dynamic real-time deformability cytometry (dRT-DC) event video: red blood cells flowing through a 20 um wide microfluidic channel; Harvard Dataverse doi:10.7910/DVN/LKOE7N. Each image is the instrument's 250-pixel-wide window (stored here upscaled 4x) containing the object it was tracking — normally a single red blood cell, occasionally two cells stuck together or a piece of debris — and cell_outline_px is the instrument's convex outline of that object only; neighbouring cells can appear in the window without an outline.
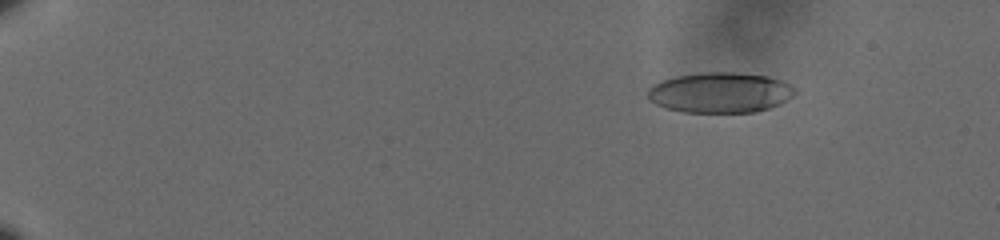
{"species": "human", "species_latin": "Homo sapiens", "temperature_condition": "cold", "stored_images_in_passage": 61, "camera_frame_rate_fps": 3000, "um_per_image_px": 0.085, "donor": {"sex": "male"}, "frame": {"image": 1, "passage_image": 10, "time_ms": 3.0, "image_size_px": [1000, 240], "cell_outline_px": [[796, 92], [792, 96], [768, 108], [756, 112], [684, 112], [664, 108], [648, 100], [648, 88], [652, 84], [676, 76], [704, 72], [732, 72], [768, 76], [780, 80], [796, 88]], "centroid_in_image_um": [61.17, 7.87], "position_along_channel_um": 23.8, "area_um2": 34.51}}
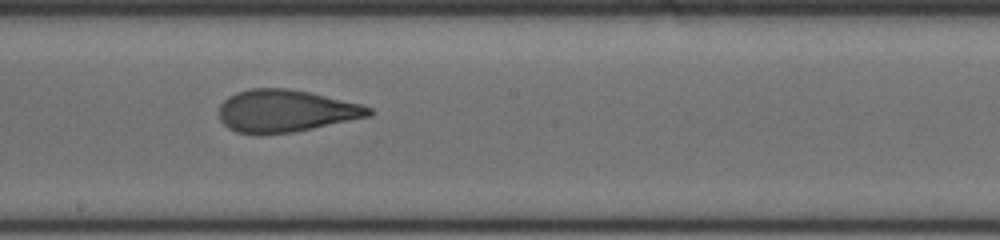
{"frame": {"image": 2, "passage_image": 38, "time_ms": 12.333, "image_size_px": [1000, 240], "cell_outline_px": [[372, 116], [292, 132], [236, 132], [228, 128], [220, 120], [220, 104], [228, 96], [236, 92], [252, 88], [284, 88], [308, 92], [360, 104], [372, 108]], "centroid_in_image_um": [24.28, 9.41], "position_along_channel_um": 223.9, "area_um2": 36.18}}
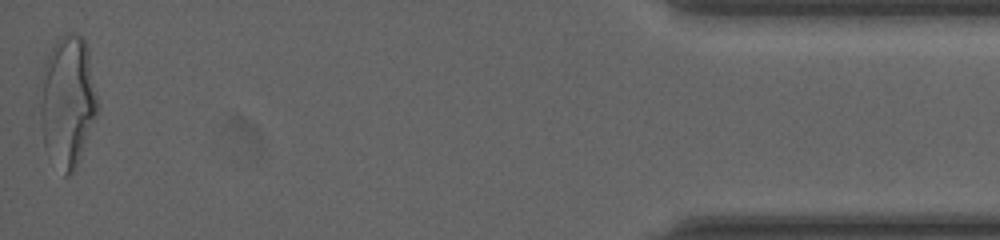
{"frame": {"image": 3, "passage_image": 61, "time_ms": 20.0, "image_size_px": [1000, 240], "cell_outline_px": [[96, 112], [76, 168], [68, 176], [64, 176], [44, 148], [36, 92], [44, 64], [56, 40], [60, 36], [68, 32], [72, 32], [80, 36], [84, 40], [88, 48], [96, 96]], "centroid_in_image_um": [5.66, 8.59], "position_along_channel_um": 429.5, "area_um2": 44.1}, "authors_computed_cell_mechanics": {"area_um2": 36.8186, "velocity_mm_per_s": 3.6083, "shape_relaxation_time_tau1_ms": 5.3762, "shape_relaxation_time_tau2_ms": 1.3187, "deformation_change_tau1": 0.2013, "deformation_change_tau2": 0.0933}}